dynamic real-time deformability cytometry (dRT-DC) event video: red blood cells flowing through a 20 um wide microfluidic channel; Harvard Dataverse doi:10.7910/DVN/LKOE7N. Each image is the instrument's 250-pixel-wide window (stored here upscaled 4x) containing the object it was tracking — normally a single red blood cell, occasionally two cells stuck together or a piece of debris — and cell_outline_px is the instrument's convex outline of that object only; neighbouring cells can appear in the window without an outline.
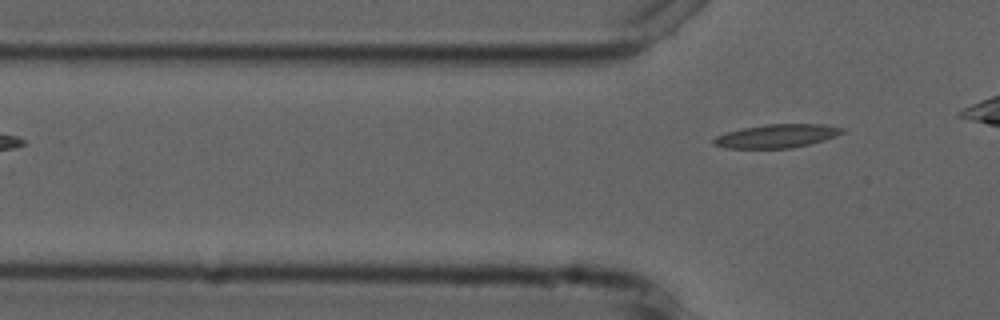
{"species": "common noctule bat (a hibernating species)", "species_latin": "Nyctalus noctula", "temperature_condition": "cold", "stored_images_in_passage": 5, "camera_frame_rate_fps": 3000, "um_per_image_px": 0.085, "animal": {"sex": "male", "forearm_length_mm": 52.5}, "frame": {"image": 1, "passage_image": 5, "time_ms": 4.667, "image_size_px": [1000, 320], "cell_outline_px": [[844, 132], [836, 136], [824, 140], [792, 148], [724, 148], [712, 144], [712, 140], [716, 136], [728, 132], [744, 128], [768, 124], [824, 124], [844, 128]], "centroid_in_image_um": [66.03, 11.56], "position_along_channel_um": 59.8, "area_um2": 17.51}}